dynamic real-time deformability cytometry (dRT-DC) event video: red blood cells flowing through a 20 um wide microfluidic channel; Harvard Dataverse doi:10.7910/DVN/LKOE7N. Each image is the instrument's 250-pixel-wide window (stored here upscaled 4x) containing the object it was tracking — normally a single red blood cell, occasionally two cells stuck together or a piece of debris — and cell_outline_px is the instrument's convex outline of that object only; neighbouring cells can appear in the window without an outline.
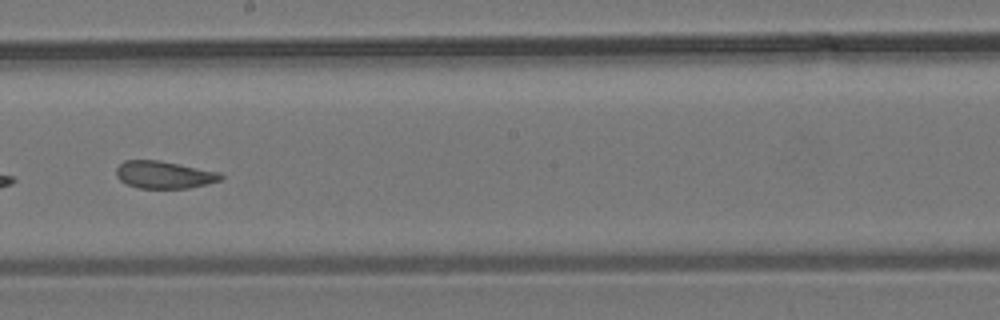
{"species": "common noctule bat (a hibernating species)", "species_latin": "Nyctalus noctula", "temperature_condition": "room temperature", "stored_images_in_passage": 8, "camera_frame_rate_fps": 3000, "um_per_image_px": 0.085, "animal": {"sex": "male", "body_mass_g": 19.2, "forearm_length_mm": 51.8}, "frame": {"image": 1, "passage_image": 8, "time_ms": 8.333, "image_size_px": [1000, 320], "cell_outline_px": [[224, 176], [220, 180], [188, 188], [140, 188], [128, 184], [120, 180], [116, 176], [116, 168], [124, 160], [160, 160], [220, 172]], "centroid_in_image_um": [13.93, 14.84], "position_along_channel_um": 234.3, "area_um2": 16.59}}